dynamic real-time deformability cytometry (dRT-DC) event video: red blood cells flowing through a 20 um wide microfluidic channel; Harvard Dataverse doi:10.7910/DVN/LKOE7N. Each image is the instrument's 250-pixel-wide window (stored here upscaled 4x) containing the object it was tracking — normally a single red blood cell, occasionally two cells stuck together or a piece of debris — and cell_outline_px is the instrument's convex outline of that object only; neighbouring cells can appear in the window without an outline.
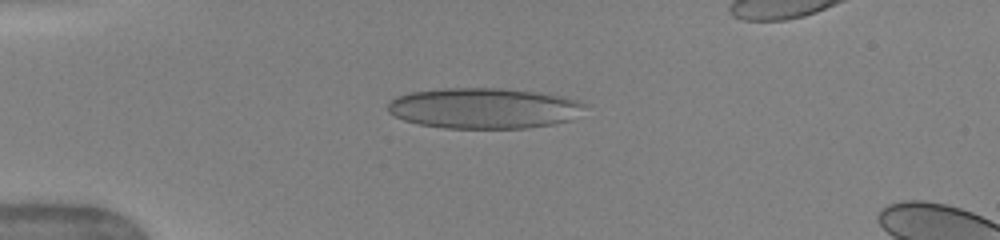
{"species": "human", "species_latin": "Homo sapiens", "temperature_condition": "warm", "stored_images_in_passage": 7, "camera_frame_rate_fps": 3000, "um_per_image_px": 0.085, "donor": {"sex": "female"}, "frame": {"image": 1, "passage_image": 3, "time_ms": 1.0, "image_size_px": [1000, 240], "cell_outline_px": [[584, 104], [572, 120], [552, 124], [528, 128], [444, 128], [416, 124], [404, 120], [388, 112], [388, 104], [392, 100], [400, 96], [412, 92], [448, 88], [496, 88], [532, 92], [560, 96], [576, 100]], "centroid_in_image_um": [41.08, 9.21], "position_along_channel_um": 43.9, "area_um2": 46.01}}